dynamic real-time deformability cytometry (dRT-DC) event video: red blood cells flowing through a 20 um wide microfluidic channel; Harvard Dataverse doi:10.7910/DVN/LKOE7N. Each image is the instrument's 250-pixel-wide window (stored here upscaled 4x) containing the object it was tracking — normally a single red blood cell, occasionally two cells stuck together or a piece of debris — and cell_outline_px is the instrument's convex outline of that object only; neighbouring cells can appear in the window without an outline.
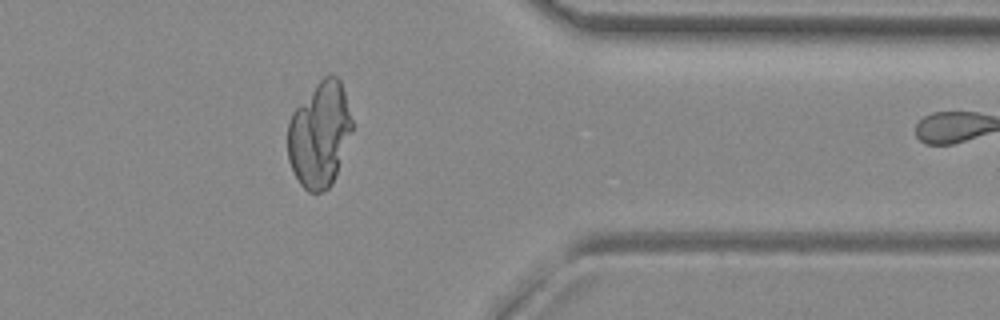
{"species": "common noctule bat (a hibernating species)", "species_latin": "Nyctalus noctula", "temperature_condition": "room temperature", "stored_images_in_passage": 42, "camera_frame_rate_fps": 3000, "um_per_image_px": 0.085, "animal": {"sex": "female", "body_mass_g": 29.2, "forearm_length_mm": 56.3}, "frame": {"image": 1, "passage_image": 41, "time_ms": 13.333, "image_size_px": [1000, 320], "cell_outline_px": [[352, 132], [332, 184], [328, 188], [320, 192], [308, 192], [300, 184], [292, 172], [288, 160], [288, 120], [292, 112], [316, 84], [324, 76], [336, 76], [340, 80], [344, 92], [352, 120]], "centroid_in_image_um": [27.14, 11.46], "position_along_channel_um": 384.3, "area_um2": 39.36}}